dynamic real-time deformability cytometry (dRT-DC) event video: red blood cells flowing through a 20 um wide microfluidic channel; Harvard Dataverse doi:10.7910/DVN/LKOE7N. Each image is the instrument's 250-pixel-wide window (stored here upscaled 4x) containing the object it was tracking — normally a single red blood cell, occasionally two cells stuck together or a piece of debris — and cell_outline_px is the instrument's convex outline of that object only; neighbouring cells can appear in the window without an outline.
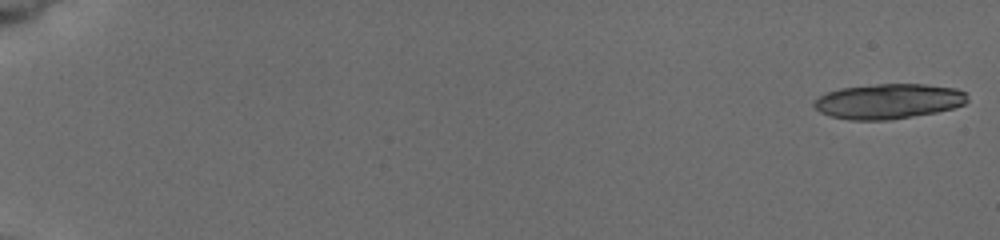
{"species": "common noctule bat (a hibernating species)", "species_latin": "Nyctalus noctula", "temperature_condition": "cold", "stored_images_in_passage": 13, "camera_frame_rate_fps": 3000, "um_per_image_px": 0.085, "animal": {"sex": "female", "body_mass_g": 19.5, "forearm_length_mm": 54.1}, "frame": {"image": 1, "passage_image": 1, "time_ms": 0.0, "image_size_px": [1000, 240], "cell_outline_px": [[968, 100], [964, 104], [952, 108], [936, 112], [888, 120], [848, 120], [832, 116], [820, 112], [812, 104], [812, 100], [828, 92], [840, 88], [876, 84], [924, 84], [956, 88], [964, 92], [968, 96]], "centroid_in_image_um": [75.5, 8.6], "position_along_channel_um": 9.5, "area_um2": 31.33}}